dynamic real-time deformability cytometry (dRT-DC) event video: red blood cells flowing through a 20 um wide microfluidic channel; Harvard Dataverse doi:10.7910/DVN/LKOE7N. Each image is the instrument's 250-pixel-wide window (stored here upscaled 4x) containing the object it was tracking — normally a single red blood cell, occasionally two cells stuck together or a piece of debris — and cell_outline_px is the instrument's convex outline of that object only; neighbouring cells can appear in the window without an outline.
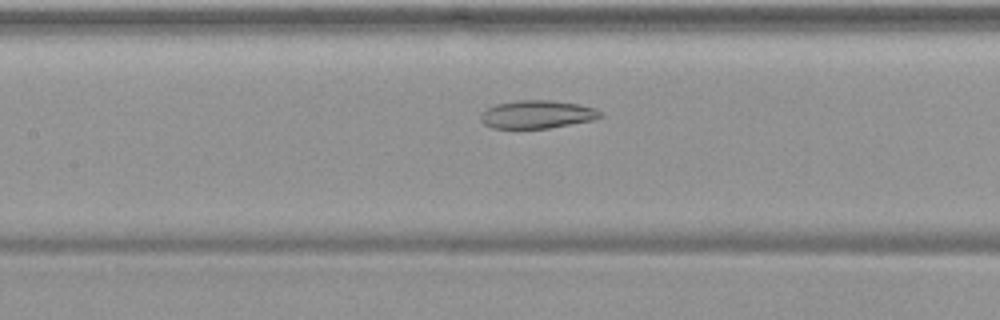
{"species": "common noctule bat (a hibernating species)", "species_latin": "Nyctalus noctula", "temperature_condition": "warm", "stored_images_in_passage": 53, "camera_frame_rate_fps": 3000, "um_per_image_px": 0.085, "animal": {"sex": "female", "body_mass_g": 19.9}, "frame": {"image": 1, "passage_image": 24, "time_ms": 7.667, "image_size_px": [1000, 320], "cell_outline_px": [[604, 116], [596, 120], [548, 128], [492, 128], [484, 124], [480, 120], [480, 112], [496, 104], [520, 100], [552, 100], [576, 104], [596, 108], [604, 112]], "centroid_in_image_um": [45.7, 9.72], "position_along_channel_um": 161.7, "area_um2": 19.77}}
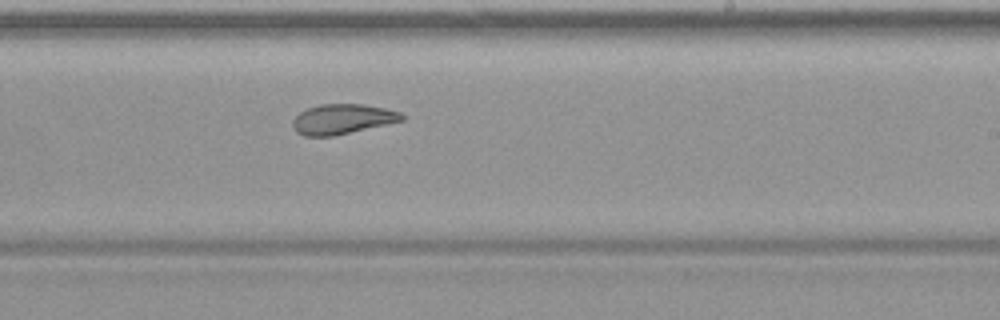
{"frame": {"image": 2, "passage_image": 32, "time_ms": 10.333, "image_size_px": [1000, 320], "cell_outline_px": [[404, 120], [332, 136], [304, 136], [296, 132], [292, 128], [292, 120], [300, 112], [308, 108], [320, 104], [364, 104], [384, 108], [400, 112], [404, 116]], "centroid_in_image_um": [29.06, 10.12], "position_along_channel_um": 259.9, "area_um2": 18.96}}
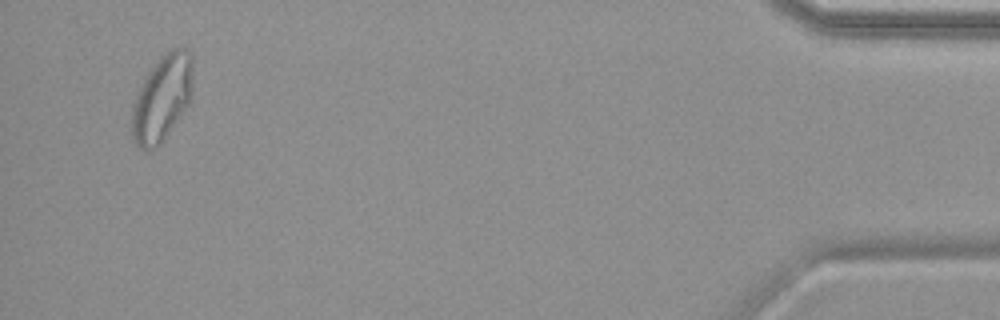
{"frame": {"image": 3, "passage_image": 51, "time_ms": 16.667, "image_size_px": [1000, 320], "cell_outline_px": [[192, 88], [188, 100], [176, 120], [160, 144], [156, 148], [144, 152], [132, 140], [132, 104], [148, 72], [160, 56], [172, 48], [188, 48], [192, 52]], "centroid_in_image_um": [13.75, 8.32], "position_along_channel_um": 421.4, "area_um2": 30.17}, "authors_computed_cell_mechanics": {"area_um2": 27.744, "velocity_mm_per_s": 3.7107, "shape_relaxation_time_tau1_ms": null, "shape_relaxation_time_tau2_ms": 2.8636, "deformation_change_tau1": null, "deformation_change_tau2": 0.0996}}